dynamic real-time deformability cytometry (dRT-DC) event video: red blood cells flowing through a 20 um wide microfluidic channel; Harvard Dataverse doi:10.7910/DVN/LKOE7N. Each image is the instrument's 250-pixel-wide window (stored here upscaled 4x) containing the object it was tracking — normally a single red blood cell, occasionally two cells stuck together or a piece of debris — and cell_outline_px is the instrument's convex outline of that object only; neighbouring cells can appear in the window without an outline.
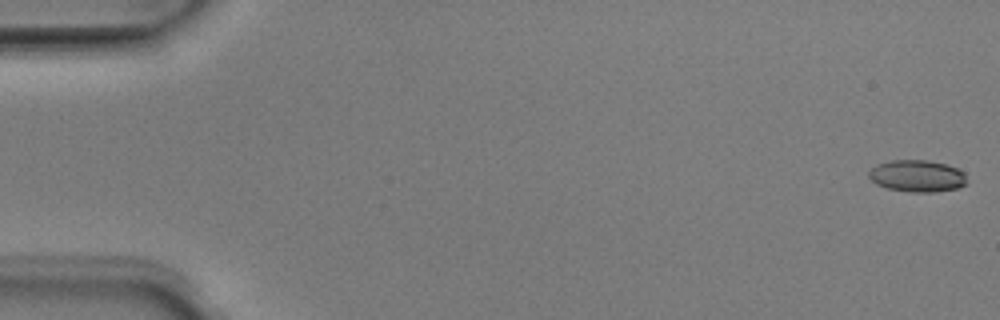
{"species": "Egyptian fruit bat (a non-hibernating species)", "species_latin": "Rousettus aegyptiacus", "temperature_condition": "room temperature", "stored_images_in_passage": 9, "camera_frame_rate_fps": 3000, "um_per_image_px": 0.085, "animal": {"sex": "male"}, "frame": {"image": 1, "passage_image": 1, "time_ms": 0.0, "image_size_px": [1000, 320], "cell_outline_px": [[968, 184], [956, 188], [936, 192], [912, 192], [888, 188], [876, 184], [868, 176], [868, 172], [876, 164], [892, 160], [928, 160], [944, 164], [956, 168], [964, 172]], "centroid_in_image_um": [77.96, 14.96], "position_along_channel_um": 7.0, "area_um2": 18.21}}